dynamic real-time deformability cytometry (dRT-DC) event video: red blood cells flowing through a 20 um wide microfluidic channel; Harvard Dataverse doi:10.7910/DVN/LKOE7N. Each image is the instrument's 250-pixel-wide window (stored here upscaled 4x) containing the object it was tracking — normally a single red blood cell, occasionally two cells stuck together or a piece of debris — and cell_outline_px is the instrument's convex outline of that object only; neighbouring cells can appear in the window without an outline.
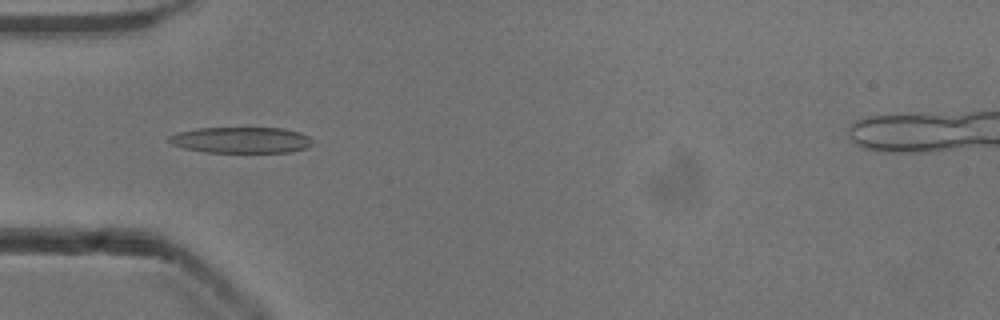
{"species": "common noctule bat (a hibernating species)", "species_latin": "Nyctalus noctula", "temperature_condition": "cold", "stored_images_in_passage": 52, "camera_frame_rate_fps": 3000, "um_per_image_px": 0.085, "animal": {"sex": "male", "body_mass_g": 13.3}, "frame": {"image": 1, "passage_image": 16, "time_ms": 5.0, "image_size_px": [1000, 320], "cell_outline_px": [[312, 144], [304, 148], [292, 152], [204, 152], [184, 148], [172, 144], [168, 140], [168, 136], [176, 132], [196, 128], [284, 128], [300, 132], [308, 136], [312, 140]], "centroid_in_image_um": [20.47, 11.9], "position_along_channel_um": 64.5, "area_um2": 21.85}}
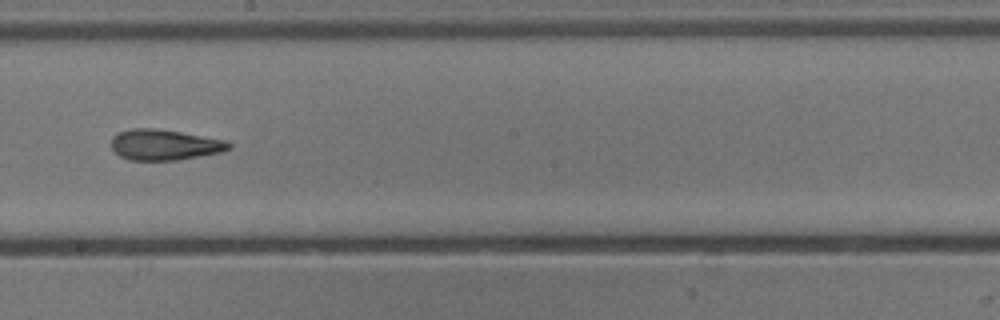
{"frame": {"image": 2, "passage_image": 29, "time_ms": 9.333, "image_size_px": [1000, 320], "cell_outline_px": [[232, 148], [220, 152], [200, 156], [176, 160], [128, 160], [120, 156], [112, 148], [112, 136], [120, 132], [132, 128], [156, 128], [228, 140], [232, 144]], "centroid_in_image_um": [14.01, 12.3], "position_along_channel_um": 234.2, "area_um2": 21.04}}
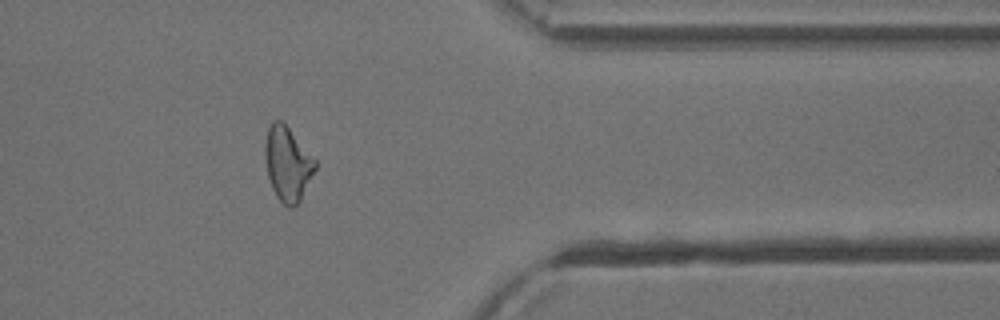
{"frame": {"image": 3, "passage_image": 42, "time_ms": 13.667, "image_size_px": [1000, 320], "cell_outline_px": [[316, 168], [300, 200], [292, 208], [288, 208], [276, 196], [272, 188], [268, 176], [264, 156], [264, 148], [268, 128], [272, 120], [280, 120], [288, 128], [316, 160]], "centroid_in_image_um": [24.42, 13.93], "position_along_channel_um": 387.0, "area_um2": 21.39}, "authors_computed_cell_mechanics": {"area_um2": 21.3282, "velocity_mm_per_s": 3.9104, "shape_relaxation_time_tau1_ms": 4.3533, "shape_relaxation_time_tau2_ms": 2.9454, "deformation_change_tau1": 0.1782, "deformation_change_tau2": 0.1349}}